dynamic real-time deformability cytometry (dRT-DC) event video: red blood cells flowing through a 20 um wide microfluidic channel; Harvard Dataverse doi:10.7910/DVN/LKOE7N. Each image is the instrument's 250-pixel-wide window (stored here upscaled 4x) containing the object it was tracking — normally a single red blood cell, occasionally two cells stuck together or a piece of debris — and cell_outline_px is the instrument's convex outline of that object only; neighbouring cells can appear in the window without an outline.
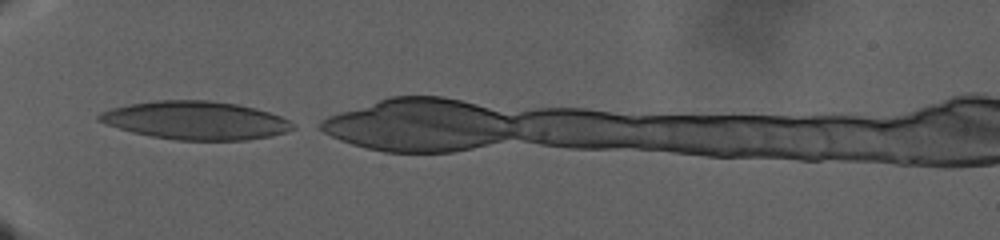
{"species": "human", "species_latin": "Homo sapiens", "temperature_condition": "warm", "stored_images_in_passage": 9, "camera_frame_rate_fps": 3000, "um_per_image_px": 0.085, "donor": {"sex": "male"}, "frame": {"image": 1, "passage_image": 1, "time_ms": 0.0, "image_size_px": [1000, 240], "cell_outline_px": [[296, 128], [272, 136], [248, 140], [176, 140], [152, 136], [132, 132], [104, 124], [96, 120], [96, 116], [100, 112], [112, 108], [128, 104], [156, 100], [208, 100], [236, 104], [256, 108], [280, 116], [296, 124]], "centroid_in_image_um": [16.61, 10.23], "position_along_channel_um": 68.4, "area_um2": 43.35}}